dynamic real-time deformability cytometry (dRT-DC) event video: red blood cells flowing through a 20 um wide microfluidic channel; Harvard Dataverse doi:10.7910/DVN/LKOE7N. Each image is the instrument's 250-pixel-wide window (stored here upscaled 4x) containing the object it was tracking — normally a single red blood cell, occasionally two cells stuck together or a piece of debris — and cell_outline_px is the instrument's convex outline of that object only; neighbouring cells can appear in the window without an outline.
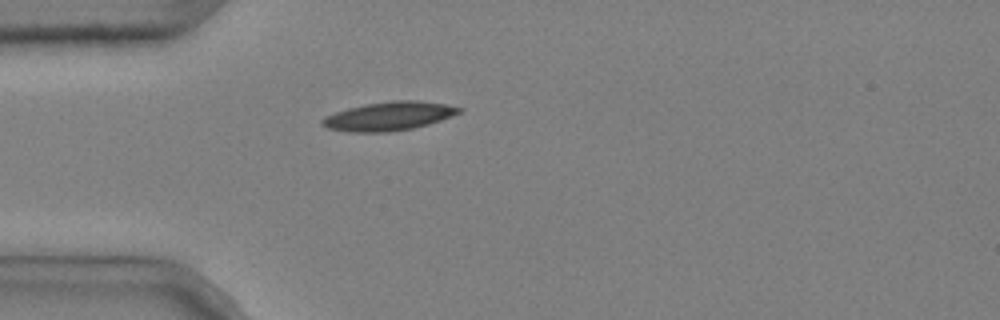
{"species": "common noctule bat (a hibernating species)", "species_latin": "Nyctalus noctula", "temperature_condition": "cold", "stored_images_in_passage": 34, "camera_frame_rate_fps": 3000, "um_per_image_px": 0.085, "animal": {"sex": "male", "body_mass_g": 20.4}, "frame": {"image": 1, "passage_image": 1, "time_ms": 0.0, "image_size_px": [1000, 320], "cell_outline_px": [[464, 108], [460, 112], [452, 116], [428, 124], [412, 128], [388, 132], [352, 132], [328, 128], [320, 124], [320, 120], [324, 116], [348, 108], [364, 104], [392, 100], [420, 100], [444, 104]], "centroid_in_image_um": [33.04, 9.86], "position_along_channel_um": 52.0, "area_um2": 22.89}}
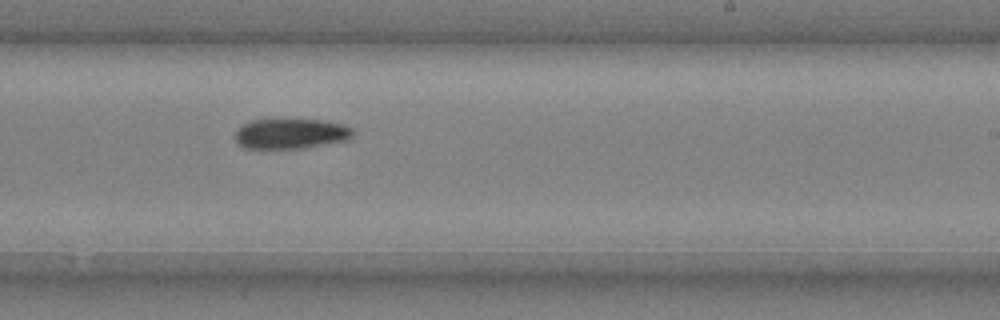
{"frame": {"image": 2, "passage_image": 19, "time_ms": 6.0, "image_size_px": [1000, 320], "cell_outline_px": [[352, 136], [348, 140], [308, 148], [244, 148], [236, 140], [236, 128], [252, 120], [276, 116], [320, 120], [340, 124], [352, 128]], "centroid_in_image_um": [24.69, 11.32], "position_along_channel_um": 264.3, "area_um2": 21.5}}
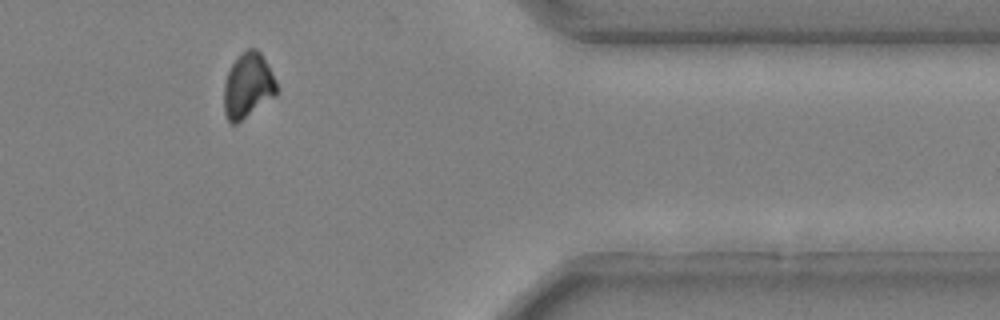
{"frame": {"image": 3, "passage_image": 31, "time_ms": 10.0, "image_size_px": [1000, 320], "cell_outline_px": [[276, 96], [236, 124], [232, 124], [228, 120], [224, 112], [224, 84], [228, 72], [236, 56], [248, 48], [256, 48], [260, 52], [268, 64], [276, 80]], "centroid_in_image_um": [21.07, 7.27], "position_along_channel_um": 390.3, "area_um2": 20.06}}